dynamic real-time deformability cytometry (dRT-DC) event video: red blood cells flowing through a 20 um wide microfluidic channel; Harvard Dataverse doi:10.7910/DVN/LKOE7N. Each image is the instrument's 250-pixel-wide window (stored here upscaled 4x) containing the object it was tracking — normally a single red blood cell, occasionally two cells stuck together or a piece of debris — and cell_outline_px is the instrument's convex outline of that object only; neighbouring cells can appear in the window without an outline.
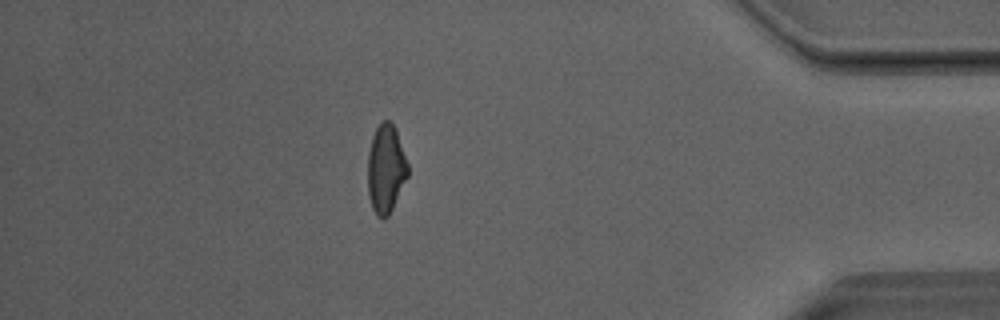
{"species": "Egyptian fruit bat (a non-hibernating species)", "species_latin": "Rousettus aegyptiacus", "temperature_condition": "room temperature", "stored_images_in_passage": 33, "camera_frame_rate_fps": 3000, "um_per_image_px": 0.085, "animal": {"sex": "male"}, "frame": {"image": 1, "passage_image": 32, "time_ms": 10.333, "image_size_px": [1000, 320], "cell_outline_px": [[408, 176], [388, 216], [384, 220], [376, 216], [372, 208], [368, 196], [368, 152], [372, 136], [380, 120], [388, 120], [392, 124], [396, 132], [408, 164]], "centroid_in_image_um": [32.77, 14.37], "position_along_channel_um": 402.4, "area_um2": 20.63}}